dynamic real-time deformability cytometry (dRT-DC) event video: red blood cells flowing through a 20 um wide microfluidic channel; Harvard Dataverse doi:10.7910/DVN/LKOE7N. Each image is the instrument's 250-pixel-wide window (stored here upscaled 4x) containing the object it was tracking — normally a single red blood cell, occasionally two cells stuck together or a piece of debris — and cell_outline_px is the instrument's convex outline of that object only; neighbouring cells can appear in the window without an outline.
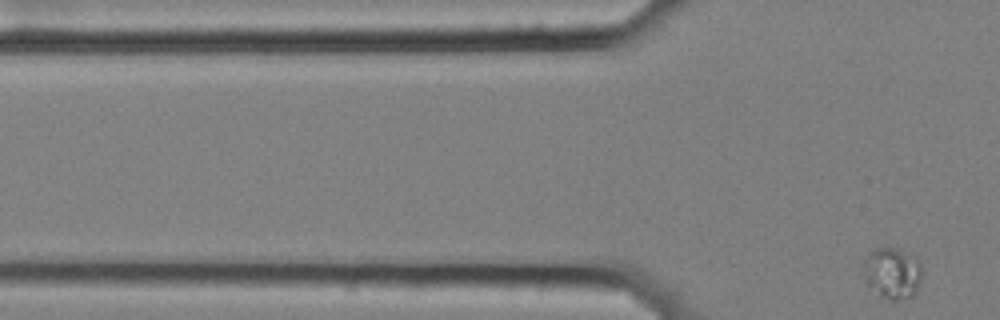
{"species": "common noctule bat (a hibernating species)", "species_latin": "Nyctalus noctula", "temperature_condition": "cold", "stored_images_in_passage": 2, "camera_frame_rate_fps": 3000, "um_per_image_px": 0.085, "animal": {"sex": "female", "body_mass_g": 25.1}, "frame": {"image": 1, "passage_image": 2, "time_ms": 0.333, "image_size_px": [1000, 320], "cell_outline_px": [[924, 272], [916, 292], [912, 296], [900, 300], [892, 300], [880, 296], [868, 288], [864, 280], [864, 260], [868, 252], [876, 248], [892, 248], [916, 256]], "centroid_in_image_um": [75.85, 23.23], "position_along_channel_um": 50.0, "area_um2": 17.86}}